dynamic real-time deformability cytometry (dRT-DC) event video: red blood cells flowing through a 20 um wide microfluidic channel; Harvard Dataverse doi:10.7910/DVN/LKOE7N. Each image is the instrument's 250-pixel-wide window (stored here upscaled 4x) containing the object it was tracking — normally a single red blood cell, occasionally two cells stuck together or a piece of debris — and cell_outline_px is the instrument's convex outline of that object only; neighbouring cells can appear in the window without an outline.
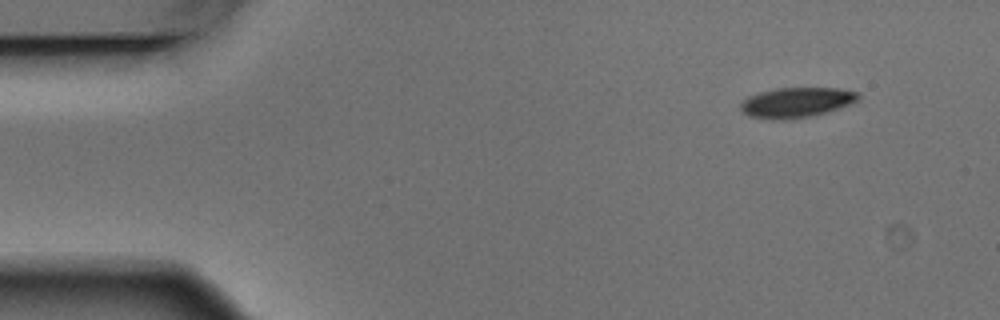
{"species": "Egyptian fruit bat (a non-hibernating species)", "species_latin": "Rousettus aegyptiacus", "temperature_condition": "warm", "stored_images_in_passage": 4, "camera_frame_rate_fps": 3000, "um_per_image_px": 0.085, "animal": {"sex": "male"}, "frame": {"image": 1, "passage_image": 1, "time_ms": 0.0, "image_size_px": [1000, 320], "cell_outline_px": [[860, 100], [812, 116], [792, 120], [772, 120], [748, 116], [740, 108], [740, 104], [748, 96], [760, 92], [776, 88], [836, 88], [860, 92]], "centroid_in_image_um": [67.68, 8.71], "position_along_channel_um": 17.3, "area_um2": 20.69}}
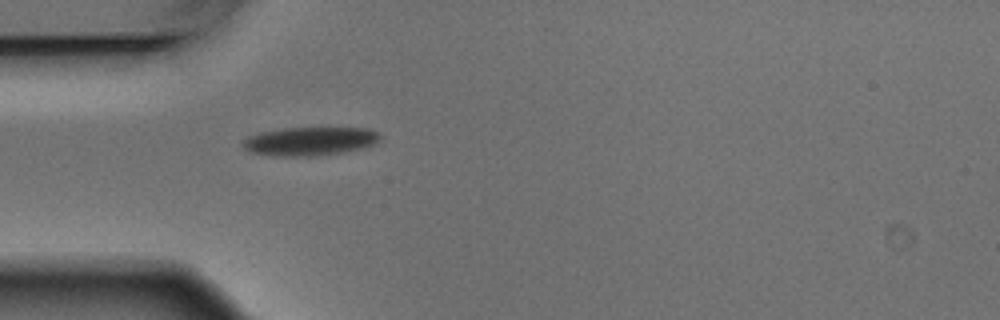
{"frame": {"image": 2, "passage_image": 4, "time_ms": 1.0, "image_size_px": [1000, 320], "cell_outline_px": [[380, 140], [364, 148], [344, 152], [312, 156], [280, 156], [252, 152], [244, 148], [244, 140], [248, 136], [260, 132], [284, 128], [368, 128], [376, 132], [380, 136]], "centroid_in_image_um": [26.36, 12.0], "position_along_channel_um": 58.6, "area_um2": 22.6}}